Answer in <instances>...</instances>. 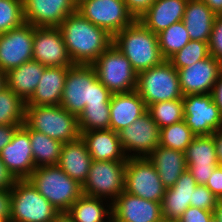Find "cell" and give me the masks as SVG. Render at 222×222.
I'll return each instance as SVG.
<instances>
[{
  "label": "cell",
  "mask_w": 222,
  "mask_h": 222,
  "mask_svg": "<svg viewBox=\"0 0 222 222\" xmlns=\"http://www.w3.org/2000/svg\"><path fill=\"white\" fill-rule=\"evenodd\" d=\"M70 67H46L32 97L26 105H60L65 78Z\"/></svg>",
  "instance_id": "25"
},
{
  "label": "cell",
  "mask_w": 222,
  "mask_h": 222,
  "mask_svg": "<svg viewBox=\"0 0 222 222\" xmlns=\"http://www.w3.org/2000/svg\"><path fill=\"white\" fill-rule=\"evenodd\" d=\"M115 222H162L161 202H153L123 191L112 202Z\"/></svg>",
  "instance_id": "20"
},
{
  "label": "cell",
  "mask_w": 222,
  "mask_h": 222,
  "mask_svg": "<svg viewBox=\"0 0 222 222\" xmlns=\"http://www.w3.org/2000/svg\"><path fill=\"white\" fill-rule=\"evenodd\" d=\"M113 45L130 61L137 73L161 64L163 58L157 34L139 19L113 37Z\"/></svg>",
  "instance_id": "3"
},
{
  "label": "cell",
  "mask_w": 222,
  "mask_h": 222,
  "mask_svg": "<svg viewBox=\"0 0 222 222\" xmlns=\"http://www.w3.org/2000/svg\"><path fill=\"white\" fill-rule=\"evenodd\" d=\"M20 126L12 125H0V151L5 147L9 142H11L12 137L15 131Z\"/></svg>",
  "instance_id": "45"
},
{
  "label": "cell",
  "mask_w": 222,
  "mask_h": 222,
  "mask_svg": "<svg viewBox=\"0 0 222 222\" xmlns=\"http://www.w3.org/2000/svg\"><path fill=\"white\" fill-rule=\"evenodd\" d=\"M160 52L168 60L180 51L190 41V37L183 21L174 23L157 34Z\"/></svg>",
  "instance_id": "33"
},
{
  "label": "cell",
  "mask_w": 222,
  "mask_h": 222,
  "mask_svg": "<svg viewBox=\"0 0 222 222\" xmlns=\"http://www.w3.org/2000/svg\"><path fill=\"white\" fill-rule=\"evenodd\" d=\"M165 190L157 170L147 157L127 159L125 192L149 201L162 203Z\"/></svg>",
  "instance_id": "10"
},
{
  "label": "cell",
  "mask_w": 222,
  "mask_h": 222,
  "mask_svg": "<svg viewBox=\"0 0 222 222\" xmlns=\"http://www.w3.org/2000/svg\"><path fill=\"white\" fill-rule=\"evenodd\" d=\"M126 161H92L82 193L109 200L111 203L125 189Z\"/></svg>",
  "instance_id": "9"
},
{
  "label": "cell",
  "mask_w": 222,
  "mask_h": 222,
  "mask_svg": "<svg viewBox=\"0 0 222 222\" xmlns=\"http://www.w3.org/2000/svg\"><path fill=\"white\" fill-rule=\"evenodd\" d=\"M58 213L28 179H16L11 187L9 222H53Z\"/></svg>",
  "instance_id": "6"
},
{
  "label": "cell",
  "mask_w": 222,
  "mask_h": 222,
  "mask_svg": "<svg viewBox=\"0 0 222 222\" xmlns=\"http://www.w3.org/2000/svg\"><path fill=\"white\" fill-rule=\"evenodd\" d=\"M111 95L92 65L74 64L68 69L60 105L79 117L85 105H110Z\"/></svg>",
  "instance_id": "2"
},
{
  "label": "cell",
  "mask_w": 222,
  "mask_h": 222,
  "mask_svg": "<svg viewBox=\"0 0 222 222\" xmlns=\"http://www.w3.org/2000/svg\"><path fill=\"white\" fill-rule=\"evenodd\" d=\"M27 179L59 212H67L83 194L82 185L58 165L37 167Z\"/></svg>",
  "instance_id": "5"
},
{
  "label": "cell",
  "mask_w": 222,
  "mask_h": 222,
  "mask_svg": "<svg viewBox=\"0 0 222 222\" xmlns=\"http://www.w3.org/2000/svg\"><path fill=\"white\" fill-rule=\"evenodd\" d=\"M154 165L164 187H173L187 169L185 153L158 145L147 157Z\"/></svg>",
  "instance_id": "27"
},
{
  "label": "cell",
  "mask_w": 222,
  "mask_h": 222,
  "mask_svg": "<svg viewBox=\"0 0 222 222\" xmlns=\"http://www.w3.org/2000/svg\"><path fill=\"white\" fill-rule=\"evenodd\" d=\"M7 86L6 72L0 70V90Z\"/></svg>",
  "instance_id": "52"
},
{
  "label": "cell",
  "mask_w": 222,
  "mask_h": 222,
  "mask_svg": "<svg viewBox=\"0 0 222 222\" xmlns=\"http://www.w3.org/2000/svg\"><path fill=\"white\" fill-rule=\"evenodd\" d=\"M218 199H222V164H219L210 175L205 185Z\"/></svg>",
  "instance_id": "43"
},
{
  "label": "cell",
  "mask_w": 222,
  "mask_h": 222,
  "mask_svg": "<svg viewBox=\"0 0 222 222\" xmlns=\"http://www.w3.org/2000/svg\"><path fill=\"white\" fill-rule=\"evenodd\" d=\"M29 132L20 126L0 151V158L15 179H27L35 169Z\"/></svg>",
  "instance_id": "19"
},
{
  "label": "cell",
  "mask_w": 222,
  "mask_h": 222,
  "mask_svg": "<svg viewBox=\"0 0 222 222\" xmlns=\"http://www.w3.org/2000/svg\"><path fill=\"white\" fill-rule=\"evenodd\" d=\"M209 53L222 64V15H216L209 40Z\"/></svg>",
  "instance_id": "40"
},
{
  "label": "cell",
  "mask_w": 222,
  "mask_h": 222,
  "mask_svg": "<svg viewBox=\"0 0 222 222\" xmlns=\"http://www.w3.org/2000/svg\"><path fill=\"white\" fill-rule=\"evenodd\" d=\"M194 138L195 134L190 130L186 122L182 120L160 129L159 145L185 152L187 146Z\"/></svg>",
  "instance_id": "35"
},
{
  "label": "cell",
  "mask_w": 222,
  "mask_h": 222,
  "mask_svg": "<svg viewBox=\"0 0 222 222\" xmlns=\"http://www.w3.org/2000/svg\"><path fill=\"white\" fill-rule=\"evenodd\" d=\"M136 91L146 106L183 98L178 72L168 60L138 73Z\"/></svg>",
  "instance_id": "7"
},
{
  "label": "cell",
  "mask_w": 222,
  "mask_h": 222,
  "mask_svg": "<svg viewBox=\"0 0 222 222\" xmlns=\"http://www.w3.org/2000/svg\"><path fill=\"white\" fill-rule=\"evenodd\" d=\"M184 121L195 136L212 135L222 128V114L212 94L183 96Z\"/></svg>",
  "instance_id": "12"
},
{
  "label": "cell",
  "mask_w": 222,
  "mask_h": 222,
  "mask_svg": "<svg viewBox=\"0 0 222 222\" xmlns=\"http://www.w3.org/2000/svg\"><path fill=\"white\" fill-rule=\"evenodd\" d=\"M188 0H156L139 20L158 34L170 25L183 21Z\"/></svg>",
  "instance_id": "26"
},
{
  "label": "cell",
  "mask_w": 222,
  "mask_h": 222,
  "mask_svg": "<svg viewBox=\"0 0 222 222\" xmlns=\"http://www.w3.org/2000/svg\"><path fill=\"white\" fill-rule=\"evenodd\" d=\"M147 112L161 129L184 120L183 98L160 101L147 106Z\"/></svg>",
  "instance_id": "34"
},
{
  "label": "cell",
  "mask_w": 222,
  "mask_h": 222,
  "mask_svg": "<svg viewBox=\"0 0 222 222\" xmlns=\"http://www.w3.org/2000/svg\"><path fill=\"white\" fill-rule=\"evenodd\" d=\"M22 126L29 132L35 168L57 165L64 143L30 129L25 123Z\"/></svg>",
  "instance_id": "31"
},
{
  "label": "cell",
  "mask_w": 222,
  "mask_h": 222,
  "mask_svg": "<svg viewBox=\"0 0 222 222\" xmlns=\"http://www.w3.org/2000/svg\"><path fill=\"white\" fill-rule=\"evenodd\" d=\"M147 112V106L136 90L112 94L110 98V129L119 132Z\"/></svg>",
  "instance_id": "21"
},
{
  "label": "cell",
  "mask_w": 222,
  "mask_h": 222,
  "mask_svg": "<svg viewBox=\"0 0 222 222\" xmlns=\"http://www.w3.org/2000/svg\"><path fill=\"white\" fill-rule=\"evenodd\" d=\"M118 135L127 158L148 157L160 142V128L148 112Z\"/></svg>",
  "instance_id": "13"
},
{
  "label": "cell",
  "mask_w": 222,
  "mask_h": 222,
  "mask_svg": "<svg viewBox=\"0 0 222 222\" xmlns=\"http://www.w3.org/2000/svg\"><path fill=\"white\" fill-rule=\"evenodd\" d=\"M26 103L7 86L0 90V125L22 126Z\"/></svg>",
  "instance_id": "32"
},
{
  "label": "cell",
  "mask_w": 222,
  "mask_h": 222,
  "mask_svg": "<svg viewBox=\"0 0 222 222\" xmlns=\"http://www.w3.org/2000/svg\"><path fill=\"white\" fill-rule=\"evenodd\" d=\"M216 147V157L219 164H222V128L213 133Z\"/></svg>",
  "instance_id": "48"
},
{
  "label": "cell",
  "mask_w": 222,
  "mask_h": 222,
  "mask_svg": "<svg viewBox=\"0 0 222 222\" xmlns=\"http://www.w3.org/2000/svg\"><path fill=\"white\" fill-rule=\"evenodd\" d=\"M73 1L76 3V5H78L79 3H81V2H83L85 0H73Z\"/></svg>",
  "instance_id": "54"
},
{
  "label": "cell",
  "mask_w": 222,
  "mask_h": 222,
  "mask_svg": "<svg viewBox=\"0 0 222 222\" xmlns=\"http://www.w3.org/2000/svg\"><path fill=\"white\" fill-rule=\"evenodd\" d=\"M211 94L213 96L215 104L217 105L218 109L222 114V73L219 75V78L214 84Z\"/></svg>",
  "instance_id": "47"
},
{
  "label": "cell",
  "mask_w": 222,
  "mask_h": 222,
  "mask_svg": "<svg viewBox=\"0 0 222 222\" xmlns=\"http://www.w3.org/2000/svg\"><path fill=\"white\" fill-rule=\"evenodd\" d=\"M80 137L95 161H127L128 159L121 146L118 133L111 129L81 132Z\"/></svg>",
  "instance_id": "22"
},
{
  "label": "cell",
  "mask_w": 222,
  "mask_h": 222,
  "mask_svg": "<svg viewBox=\"0 0 222 222\" xmlns=\"http://www.w3.org/2000/svg\"><path fill=\"white\" fill-rule=\"evenodd\" d=\"M208 43L190 40L180 51L171 56L168 61L176 70L191 66L210 56Z\"/></svg>",
  "instance_id": "37"
},
{
  "label": "cell",
  "mask_w": 222,
  "mask_h": 222,
  "mask_svg": "<svg viewBox=\"0 0 222 222\" xmlns=\"http://www.w3.org/2000/svg\"><path fill=\"white\" fill-rule=\"evenodd\" d=\"M197 185L192 174L186 169L174 186L165 190L161 203L163 219L178 220L190 207V200Z\"/></svg>",
  "instance_id": "23"
},
{
  "label": "cell",
  "mask_w": 222,
  "mask_h": 222,
  "mask_svg": "<svg viewBox=\"0 0 222 222\" xmlns=\"http://www.w3.org/2000/svg\"><path fill=\"white\" fill-rule=\"evenodd\" d=\"M24 20L34 27H59L70 14L77 12L73 0H23Z\"/></svg>",
  "instance_id": "18"
},
{
  "label": "cell",
  "mask_w": 222,
  "mask_h": 222,
  "mask_svg": "<svg viewBox=\"0 0 222 222\" xmlns=\"http://www.w3.org/2000/svg\"><path fill=\"white\" fill-rule=\"evenodd\" d=\"M187 169L198 185H206L213 170L219 165L214 136H195L185 150Z\"/></svg>",
  "instance_id": "17"
},
{
  "label": "cell",
  "mask_w": 222,
  "mask_h": 222,
  "mask_svg": "<svg viewBox=\"0 0 222 222\" xmlns=\"http://www.w3.org/2000/svg\"><path fill=\"white\" fill-rule=\"evenodd\" d=\"M210 222H218V221L213 217Z\"/></svg>",
  "instance_id": "55"
},
{
  "label": "cell",
  "mask_w": 222,
  "mask_h": 222,
  "mask_svg": "<svg viewBox=\"0 0 222 222\" xmlns=\"http://www.w3.org/2000/svg\"><path fill=\"white\" fill-rule=\"evenodd\" d=\"M98 80L112 93L136 90L138 73L127 57L113 44L92 64Z\"/></svg>",
  "instance_id": "8"
},
{
  "label": "cell",
  "mask_w": 222,
  "mask_h": 222,
  "mask_svg": "<svg viewBox=\"0 0 222 222\" xmlns=\"http://www.w3.org/2000/svg\"><path fill=\"white\" fill-rule=\"evenodd\" d=\"M106 202V203H105ZM74 222H112V203L82 194L67 211Z\"/></svg>",
  "instance_id": "30"
},
{
  "label": "cell",
  "mask_w": 222,
  "mask_h": 222,
  "mask_svg": "<svg viewBox=\"0 0 222 222\" xmlns=\"http://www.w3.org/2000/svg\"><path fill=\"white\" fill-rule=\"evenodd\" d=\"M77 12L113 37L135 20L124 0H85L77 5Z\"/></svg>",
  "instance_id": "11"
},
{
  "label": "cell",
  "mask_w": 222,
  "mask_h": 222,
  "mask_svg": "<svg viewBox=\"0 0 222 222\" xmlns=\"http://www.w3.org/2000/svg\"><path fill=\"white\" fill-rule=\"evenodd\" d=\"M208 5L216 15H222V0H201Z\"/></svg>",
  "instance_id": "49"
},
{
  "label": "cell",
  "mask_w": 222,
  "mask_h": 222,
  "mask_svg": "<svg viewBox=\"0 0 222 222\" xmlns=\"http://www.w3.org/2000/svg\"><path fill=\"white\" fill-rule=\"evenodd\" d=\"M87 146L82 138L63 144L58 166L72 179L83 185L92 164Z\"/></svg>",
  "instance_id": "24"
},
{
  "label": "cell",
  "mask_w": 222,
  "mask_h": 222,
  "mask_svg": "<svg viewBox=\"0 0 222 222\" xmlns=\"http://www.w3.org/2000/svg\"><path fill=\"white\" fill-rule=\"evenodd\" d=\"M11 207V188L0 189V219L9 222Z\"/></svg>",
  "instance_id": "44"
},
{
  "label": "cell",
  "mask_w": 222,
  "mask_h": 222,
  "mask_svg": "<svg viewBox=\"0 0 222 222\" xmlns=\"http://www.w3.org/2000/svg\"><path fill=\"white\" fill-rule=\"evenodd\" d=\"M78 124L80 133L110 129V105H85L78 117Z\"/></svg>",
  "instance_id": "36"
},
{
  "label": "cell",
  "mask_w": 222,
  "mask_h": 222,
  "mask_svg": "<svg viewBox=\"0 0 222 222\" xmlns=\"http://www.w3.org/2000/svg\"><path fill=\"white\" fill-rule=\"evenodd\" d=\"M33 60L46 67H71L59 27H34Z\"/></svg>",
  "instance_id": "15"
},
{
  "label": "cell",
  "mask_w": 222,
  "mask_h": 222,
  "mask_svg": "<svg viewBox=\"0 0 222 222\" xmlns=\"http://www.w3.org/2000/svg\"><path fill=\"white\" fill-rule=\"evenodd\" d=\"M34 26H21L0 34V70L8 72L33 60Z\"/></svg>",
  "instance_id": "14"
},
{
  "label": "cell",
  "mask_w": 222,
  "mask_h": 222,
  "mask_svg": "<svg viewBox=\"0 0 222 222\" xmlns=\"http://www.w3.org/2000/svg\"><path fill=\"white\" fill-rule=\"evenodd\" d=\"M213 218V211H206L197 207H188L182 216L178 219L179 222H210Z\"/></svg>",
  "instance_id": "41"
},
{
  "label": "cell",
  "mask_w": 222,
  "mask_h": 222,
  "mask_svg": "<svg viewBox=\"0 0 222 222\" xmlns=\"http://www.w3.org/2000/svg\"><path fill=\"white\" fill-rule=\"evenodd\" d=\"M15 181L16 179L8 171L0 158V189L11 188Z\"/></svg>",
  "instance_id": "46"
},
{
  "label": "cell",
  "mask_w": 222,
  "mask_h": 222,
  "mask_svg": "<svg viewBox=\"0 0 222 222\" xmlns=\"http://www.w3.org/2000/svg\"><path fill=\"white\" fill-rule=\"evenodd\" d=\"M25 23L23 0H0V34Z\"/></svg>",
  "instance_id": "38"
},
{
  "label": "cell",
  "mask_w": 222,
  "mask_h": 222,
  "mask_svg": "<svg viewBox=\"0 0 222 222\" xmlns=\"http://www.w3.org/2000/svg\"><path fill=\"white\" fill-rule=\"evenodd\" d=\"M213 217L218 222H222V199H218L216 207L213 211Z\"/></svg>",
  "instance_id": "50"
},
{
  "label": "cell",
  "mask_w": 222,
  "mask_h": 222,
  "mask_svg": "<svg viewBox=\"0 0 222 222\" xmlns=\"http://www.w3.org/2000/svg\"><path fill=\"white\" fill-rule=\"evenodd\" d=\"M162 222H179V221L178 220H165V219H163Z\"/></svg>",
  "instance_id": "53"
},
{
  "label": "cell",
  "mask_w": 222,
  "mask_h": 222,
  "mask_svg": "<svg viewBox=\"0 0 222 222\" xmlns=\"http://www.w3.org/2000/svg\"><path fill=\"white\" fill-rule=\"evenodd\" d=\"M182 95L211 94L222 73V64L213 56L177 70Z\"/></svg>",
  "instance_id": "16"
},
{
  "label": "cell",
  "mask_w": 222,
  "mask_h": 222,
  "mask_svg": "<svg viewBox=\"0 0 222 222\" xmlns=\"http://www.w3.org/2000/svg\"><path fill=\"white\" fill-rule=\"evenodd\" d=\"M45 68L35 60L13 68L6 73L7 87L26 103L35 92Z\"/></svg>",
  "instance_id": "29"
},
{
  "label": "cell",
  "mask_w": 222,
  "mask_h": 222,
  "mask_svg": "<svg viewBox=\"0 0 222 222\" xmlns=\"http://www.w3.org/2000/svg\"><path fill=\"white\" fill-rule=\"evenodd\" d=\"M156 0H124L128 12L138 20Z\"/></svg>",
  "instance_id": "42"
},
{
  "label": "cell",
  "mask_w": 222,
  "mask_h": 222,
  "mask_svg": "<svg viewBox=\"0 0 222 222\" xmlns=\"http://www.w3.org/2000/svg\"><path fill=\"white\" fill-rule=\"evenodd\" d=\"M53 222H74L68 212H59Z\"/></svg>",
  "instance_id": "51"
},
{
  "label": "cell",
  "mask_w": 222,
  "mask_h": 222,
  "mask_svg": "<svg viewBox=\"0 0 222 222\" xmlns=\"http://www.w3.org/2000/svg\"><path fill=\"white\" fill-rule=\"evenodd\" d=\"M216 14L201 0H188L183 22L190 40L209 42Z\"/></svg>",
  "instance_id": "28"
},
{
  "label": "cell",
  "mask_w": 222,
  "mask_h": 222,
  "mask_svg": "<svg viewBox=\"0 0 222 222\" xmlns=\"http://www.w3.org/2000/svg\"><path fill=\"white\" fill-rule=\"evenodd\" d=\"M73 64L91 65L113 44V36L78 12L68 15L59 26Z\"/></svg>",
  "instance_id": "1"
},
{
  "label": "cell",
  "mask_w": 222,
  "mask_h": 222,
  "mask_svg": "<svg viewBox=\"0 0 222 222\" xmlns=\"http://www.w3.org/2000/svg\"><path fill=\"white\" fill-rule=\"evenodd\" d=\"M218 198L205 186L197 185L193 191L190 206L206 211H214Z\"/></svg>",
  "instance_id": "39"
},
{
  "label": "cell",
  "mask_w": 222,
  "mask_h": 222,
  "mask_svg": "<svg viewBox=\"0 0 222 222\" xmlns=\"http://www.w3.org/2000/svg\"><path fill=\"white\" fill-rule=\"evenodd\" d=\"M24 123L32 130L42 132L62 143L80 138L78 117L61 105H25Z\"/></svg>",
  "instance_id": "4"
}]
</instances>
